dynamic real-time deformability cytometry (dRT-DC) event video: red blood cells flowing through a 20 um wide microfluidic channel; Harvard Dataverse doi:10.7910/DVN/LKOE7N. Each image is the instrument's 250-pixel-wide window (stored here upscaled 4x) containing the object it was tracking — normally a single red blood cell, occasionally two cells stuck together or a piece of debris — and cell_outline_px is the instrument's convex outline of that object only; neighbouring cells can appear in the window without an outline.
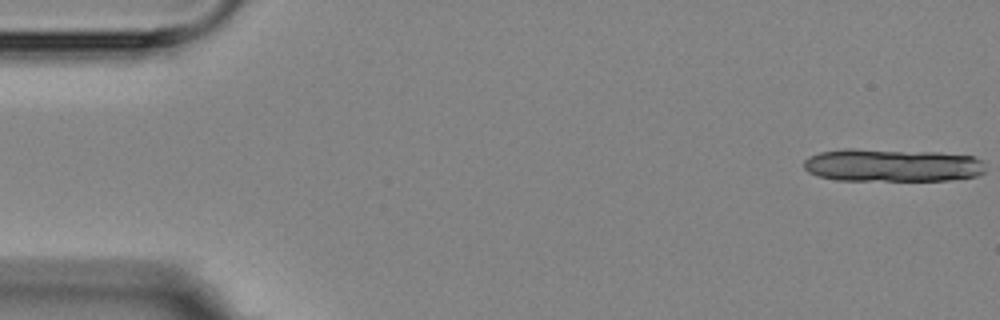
{"species": "Egyptian fruit bat (a non-hibernating species)", "species_latin": "Rousettus aegyptiacus", "temperature_condition": "room temperature", "stored_images_in_passage": 6, "camera_frame_rate_fps": 3000, "um_per_image_px": 0.085, "animal": {"sex": "female"}, "frame": {"image": 1, "passage_image": 1, "time_ms": 0.0, "image_size_px": [1000, 320], "cell_outline_px": [[984, 172], [980, 176], [948, 180], [836, 180], [816, 176], [808, 172], [804, 168], [804, 160], [808, 156], [820, 152], [844, 148], [856, 148], [940, 152], [976, 156], [980, 160], [984, 168]], "centroid_in_image_um": [75.81, 14.03], "position_along_channel_um": 9.2, "area_um2": 35.37}}
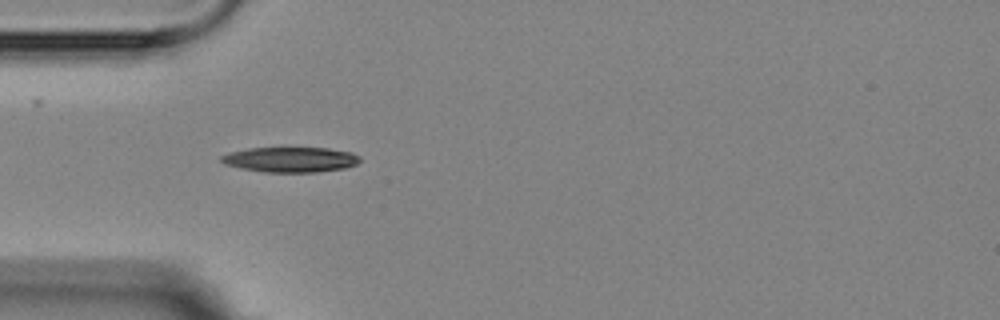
{"frame": {"image": 2, "passage_image": 5, "time_ms": 5.333, "image_size_px": [1000, 320], "cell_outline_px": [[360, 160], [356, 164], [344, 168], [320, 172], [264, 172], [240, 168], [224, 164], [220, 160], [220, 156], [228, 152], [248, 148], [328, 148], [352, 152], [360, 156]], "centroid_in_image_um": [24.67, 13.56], "position_along_channel_um": 60.3, "area_um2": 20.46}}
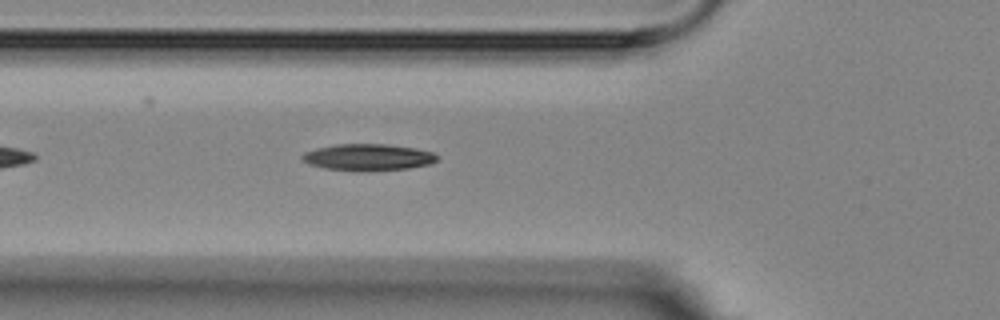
{"frame": {"image": 3, "passage_image": 6, "time_ms": 6.333, "image_size_px": [1000, 320], "cell_outline_px": [[440, 156], [436, 160], [428, 164], [408, 168], [324, 168], [308, 164], [300, 156], [304, 152], [316, 148], [336, 144], [388, 144], [416, 148], [432, 152]], "centroid_in_image_um": [31.29, 13.3], "position_along_channel_um": 94.5, "area_um2": 19.88}}